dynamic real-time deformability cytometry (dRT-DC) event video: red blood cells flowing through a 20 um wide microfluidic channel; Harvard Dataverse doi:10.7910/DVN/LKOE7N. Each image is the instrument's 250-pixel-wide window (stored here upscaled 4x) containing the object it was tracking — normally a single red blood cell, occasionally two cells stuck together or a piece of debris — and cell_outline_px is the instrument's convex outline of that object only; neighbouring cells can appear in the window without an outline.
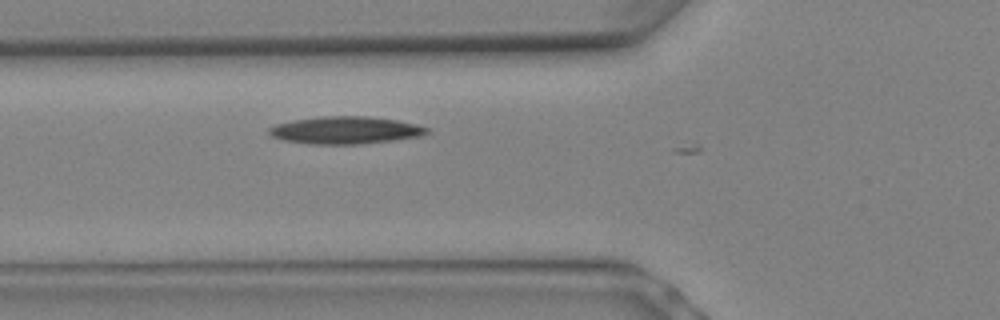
{"species": "Egyptian fruit bat (a non-hibernating species)", "species_latin": "Rousettus aegyptiacus", "temperature_condition": "warm", "stored_images_in_passage": 3, "camera_frame_rate_fps": 3000, "um_per_image_px": 0.085, "animal": {"sex": "female"}, "frame": {"image": 1, "passage_image": 2, "time_ms": 0.333, "image_size_px": [1000, 320], "cell_outline_px": [[428, 132], [420, 136], [392, 140], [360, 144], [308, 144], [284, 140], [272, 136], [268, 132], [268, 128], [276, 124], [292, 120], [320, 116], [368, 116], [396, 120], [416, 124], [428, 128]], "centroid_in_image_um": [29.32, 11.06], "position_along_channel_um": 96.5, "area_um2": 25.14}}